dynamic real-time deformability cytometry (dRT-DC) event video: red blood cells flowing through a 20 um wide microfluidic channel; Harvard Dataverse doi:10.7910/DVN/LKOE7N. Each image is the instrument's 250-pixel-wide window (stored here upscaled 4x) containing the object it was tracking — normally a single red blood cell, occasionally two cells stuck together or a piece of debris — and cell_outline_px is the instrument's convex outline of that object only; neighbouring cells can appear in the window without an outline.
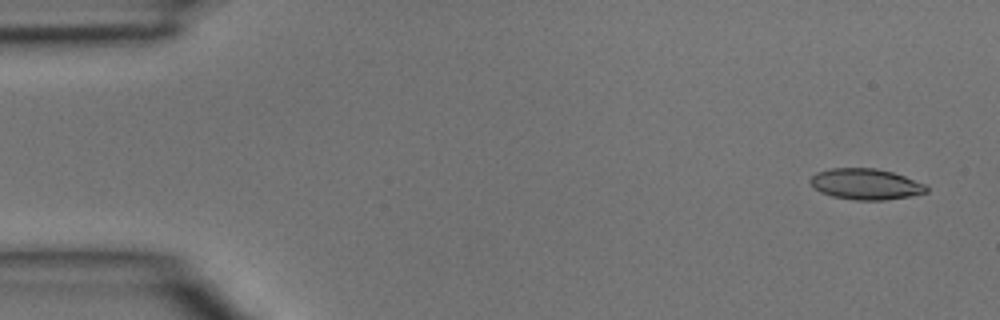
{"species": "common noctule bat (a hibernating species)", "species_latin": "Nyctalus noctula", "temperature_condition": "room temperature", "stored_images_in_passage": 5, "camera_frame_rate_fps": 3000, "um_per_image_px": 0.085, "animal": {"sex": "male", "body_mass_g": 15.6}, "frame": {"image": 1, "passage_image": 1, "time_ms": 0.0, "image_size_px": [1000, 320], "cell_outline_px": [[928, 192], [908, 196], [884, 200], [852, 200], [832, 196], [820, 192], [808, 180], [816, 172], [832, 168], [876, 168], [892, 172], [904, 176], [924, 184], [928, 188]], "centroid_in_image_um": [73.56, 15.65], "position_along_channel_um": 11.4, "area_um2": 20.81}}
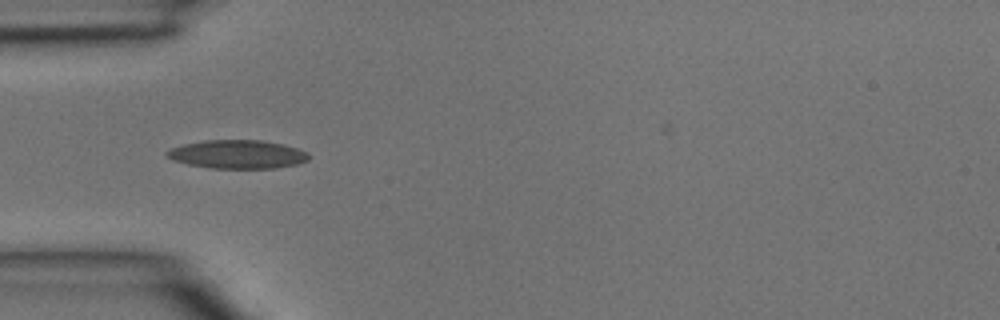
{"frame": {"image": 2, "passage_image": 4, "time_ms": 1.0, "image_size_px": [1000, 320], "cell_outline_px": [[308, 160], [296, 164], [276, 168], [208, 168], [188, 164], [172, 160], [164, 156], [164, 152], [172, 148], [184, 144], [204, 140], [260, 140], [280, 144], [296, 148], [308, 152]], "centroid_in_image_um": [20.13, 13.12], "position_along_channel_um": 64.9, "area_um2": 23.52}}
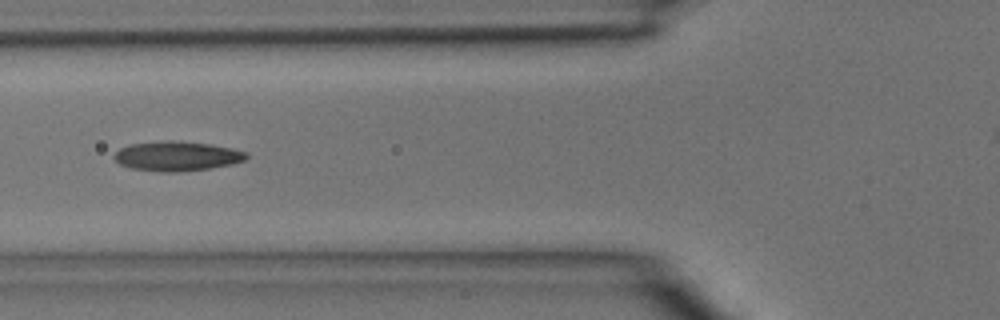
{"frame": {"image": 3, "passage_image": 5, "time_ms": 1.333, "image_size_px": [1000, 320], "cell_outline_px": [[248, 156], [244, 160], [232, 164], [208, 168], [176, 172], [160, 172], [132, 168], [120, 164], [112, 156], [120, 148], [132, 144], [160, 140], [172, 140], [208, 144], [232, 148], [248, 152]], "centroid_in_image_um": [15.03, 13.26], "position_along_channel_um": 110.8, "area_um2": 22.72}}